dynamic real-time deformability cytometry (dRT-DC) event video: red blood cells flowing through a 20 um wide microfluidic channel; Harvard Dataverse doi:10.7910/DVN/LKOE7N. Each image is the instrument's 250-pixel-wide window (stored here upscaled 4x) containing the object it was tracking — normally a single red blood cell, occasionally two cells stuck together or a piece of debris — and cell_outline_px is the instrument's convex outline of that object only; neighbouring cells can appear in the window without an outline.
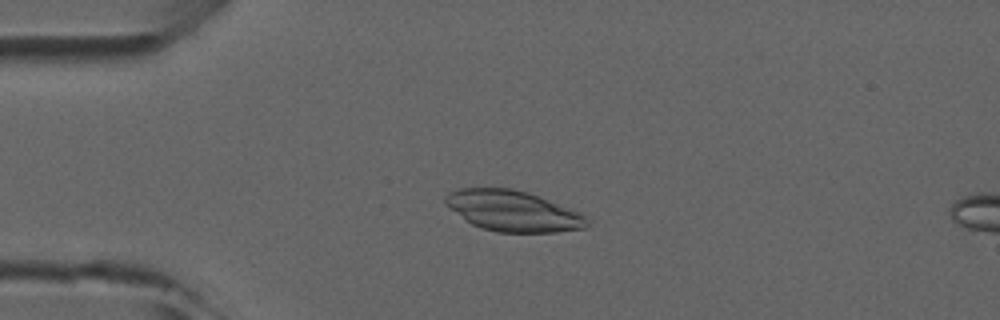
{"species": "common noctule bat (a hibernating species)", "species_latin": "Nyctalus noctula", "temperature_condition": "room temperature", "stored_images_in_passage": 48, "camera_frame_rate_fps": 3000, "um_per_image_px": 0.085, "animal": {"sex": "male", "forearm_length_mm": 52.5}, "frame": {"image": 1, "passage_image": 11, "time_ms": 3.333, "image_size_px": [1000, 320], "cell_outline_px": [[588, 224], [584, 228], [556, 232], [496, 232], [480, 228], [472, 224], [448, 208], [444, 204], [444, 196], [448, 192], [460, 188], [512, 188], [528, 192], [580, 212], [588, 220]], "centroid_in_image_um": [43.55, 17.93], "position_along_channel_um": 41.4, "area_um2": 33.64}}
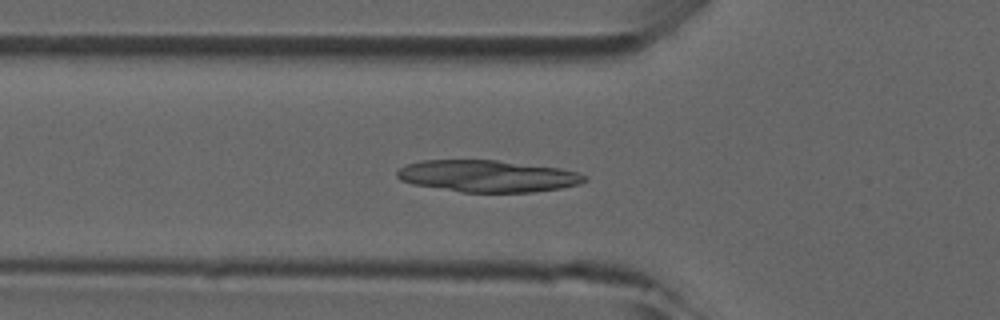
{"frame": {"image": 2, "passage_image": 16, "time_ms": 5.0, "image_size_px": [1000, 320], "cell_outline_px": [[588, 180], [580, 184], [560, 188], [532, 192], [460, 192], [412, 184], [400, 180], [396, 176], [396, 172], [400, 168], [408, 164], [420, 160], [496, 160], [560, 168], [580, 172], [588, 176]], "centroid_in_image_um": [41.46, 14.97], "position_along_channel_um": 84.3, "area_um2": 34.97}}
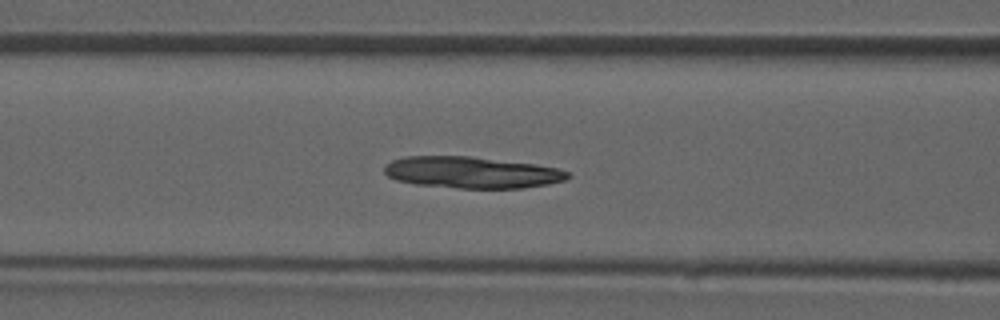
{"frame": {"image": 3, "passage_image": 19, "time_ms": 6.0, "image_size_px": [1000, 320], "cell_outline_px": [[572, 176], [564, 180], [548, 184], [524, 188], [456, 188], [416, 184], [396, 180], [388, 176], [384, 172], [384, 164], [392, 160], [404, 156], [472, 156], [536, 164], [560, 168], [572, 172]], "centroid_in_image_um": [40.13, 14.65], "position_along_channel_um": 126.5, "area_um2": 34.1}}